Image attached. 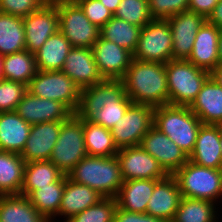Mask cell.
Wrapping results in <instances>:
<instances>
[{
  "mask_svg": "<svg viewBox=\"0 0 222 222\" xmlns=\"http://www.w3.org/2000/svg\"><path fill=\"white\" fill-rule=\"evenodd\" d=\"M133 102L125 93L122 79H104L81 89L75 114L107 129L113 128Z\"/></svg>",
  "mask_w": 222,
  "mask_h": 222,
  "instance_id": "6da1fadb",
  "label": "cell"
},
{
  "mask_svg": "<svg viewBox=\"0 0 222 222\" xmlns=\"http://www.w3.org/2000/svg\"><path fill=\"white\" fill-rule=\"evenodd\" d=\"M126 95L135 104L153 108L169 104L165 64L133 59L122 78Z\"/></svg>",
  "mask_w": 222,
  "mask_h": 222,
  "instance_id": "7a4b0ae2",
  "label": "cell"
},
{
  "mask_svg": "<svg viewBox=\"0 0 222 222\" xmlns=\"http://www.w3.org/2000/svg\"><path fill=\"white\" fill-rule=\"evenodd\" d=\"M73 182L86 185L104 197L115 198L123 184L116 156H86L68 174Z\"/></svg>",
  "mask_w": 222,
  "mask_h": 222,
  "instance_id": "3957f363",
  "label": "cell"
},
{
  "mask_svg": "<svg viewBox=\"0 0 222 222\" xmlns=\"http://www.w3.org/2000/svg\"><path fill=\"white\" fill-rule=\"evenodd\" d=\"M202 125L189 106L162 105L154 109L153 126L166 134L189 156Z\"/></svg>",
  "mask_w": 222,
  "mask_h": 222,
  "instance_id": "277c9868",
  "label": "cell"
},
{
  "mask_svg": "<svg viewBox=\"0 0 222 222\" xmlns=\"http://www.w3.org/2000/svg\"><path fill=\"white\" fill-rule=\"evenodd\" d=\"M167 74L169 104L190 106L203 84L210 77V72L183 59H172L165 63Z\"/></svg>",
  "mask_w": 222,
  "mask_h": 222,
  "instance_id": "5b68a950",
  "label": "cell"
},
{
  "mask_svg": "<svg viewBox=\"0 0 222 222\" xmlns=\"http://www.w3.org/2000/svg\"><path fill=\"white\" fill-rule=\"evenodd\" d=\"M173 176L182 197L204 199L216 203L222 196V170L202 167L187 161Z\"/></svg>",
  "mask_w": 222,
  "mask_h": 222,
  "instance_id": "8992f818",
  "label": "cell"
},
{
  "mask_svg": "<svg viewBox=\"0 0 222 222\" xmlns=\"http://www.w3.org/2000/svg\"><path fill=\"white\" fill-rule=\"evenodd\" d=\"M59 15V30L72 47L92 48L100 28L92 24L75 0H53Z\"/></svg>",
  "mask_w": 222,
  "mask_h": 222,
  "instance_id": "52a82bcc",
  "label": "cell"
},
{
  "mask_svg": "<svg viewBox=\"0 0 222 222\" xmlns=\"http://www.w3.org/2000/svg\"><path fill=\"white\" fill-rule=\"evenodd\" d=\"M86 156L83 119L73 114L68 120L62 122L49 161L67 175Z\"/></svg>",
  "mask_w": 222,
  "mask_h": 222,
  "instance_id": "ba28073f",
  "label": "cell"
},
{
  "mask_svg": "<svg viewBox=\"0 0 222 222\" xmlns=\"http://www.w3.org/2000/svg\"><path fill=\"white\" fill-rule=\"evenodd\" d=\"M27 91L40 98L65 104L74 114L78 109L81 89L65 73L40 71L27 85Z\"/></svg>",
  "mask_w": 222,
  "mask_h": 222,
  "instance_id": "9c48e42d",
  "label": "cell"
},
{
  "mask_svg": "<svg viewBox=\"0 0 222 222\" xmlns=\"http://www.w3.org/2000/svg\"><path fill=\"white\" fill-rule=\"evenodd\" d=\"M172 45L168 21L152 19L141 28L133 59L165 64L172 60Z\"/></svg>",
  "mask_w": 222,
  "mask_h": 222,
  "instance_id": "30bf717a",
  "label": "cell"
},
{
  "mask_svg": "<svg viewBox=\"0 0 222 222\" xmlns=\"http://www.w3.org/2000/svg\"><path fill=\"white\" fill-rule=\"evenodd\" d=\"M154 109L132 103L124 116L111 128L118 149L140 146L143 136L153 127Z\"/></svg>",
  "mask_w": 222,
  "mask_h": 222,
  "instance_id": "8fae6325",
  "label": "cell"
},
{
  "mask_svg": "<svg viewBox=\"0 0 222 222\" xmlns=\"http://www.w3.org/2000/svg\"><path fill=\"white\" fill-rule=\"evenodd\" d=\"M23 25L25 48L34 54L59 30L57 6L52 1H46L37 11L23 17Z\"/></svg>",
  "mask_w": 222,
  "mask_h": 222,
  "instance_id": "7c38bea8",
  "label": "cell"
},
{
  "mask_svg": "<svg viewBox=\"0 0 222 222\" xmlns=\"http://www.w3.org/2000/svg\"><path fill=\"white\" fill-rule=\"evenodd\" d=\"M116 157L120 164L123 181L134 179L162 180L168 176L159 162L141 146L119 149Z\"/></svg>",
  "mask_w": 222,
  "mask_h": 222,
  "instance_id": "4fadbf2b",
  "label": "cell"
},
{
  "mask_svg": "<svg viewBox=\"0 0 222 222\" xmlns=\"http://www.w3.org/2000/svg\"><path fill=\"white\" fill-rule=\"evenodd\" d=\"M140 146L159 162L168 175H173L189 160L174 141L154 126L143 136Z\"/></svg>",
  "mask_w": 222,
  "mask_h": 222,
  "instance_id": "5bb4252c",
  "label": "cell"
},
{
  "mask_svg": "<svg viewBox=\"0 0 222 222\" xmlns=\"http://www.w3.org/2000/svg\"><path fill=\"white\" fill-rule=\"evenodd\" d=\"M206 20L202 14L189 9L167 19L173 39L172 59L187 60L189 58L195 36Z\"/></svg>",
  "mask_w": 222,
  "mask_h": 222,
  "instance_id": "9a60e30c",
  "label": "cell"
},
{
  "mask_svg": "<svg viewBox=\"0 0 222 222\" xmlns=\"http://www.w3.org/2000/svg\"><path fill=\"white\" fill-rule=\"evenodd\" d=\"M15 112L30 125L66 121L74 114L65 104L37 97L28 91L23 95Z\"/></svg>",
  "mask_w": 222,
  "mask_h": 222,
  "instance_id": "2e32d148",
  "label": "cell"
},
{
  "mask_svg": "<svg viewBox=\"0 0 222 222\" xmlns=\"http://www.w3.org/2000/svg\"><path fill=\"white\" fill-rule=\"evenodd\" d=\"M92 50L98 70L104 79H122L133 60L131 52L101 36L94 43Z\"/></svg>",
  "mask_w": 222,
  "mask_h": 222,
  "instance_id": "e0dca14e",
  "label": "cell"
},
{
  "mask_svg": "<svg viewBox=\"0 0 222 222\" xmlns=\"http://www.w3.org/2000/svg\"><path fill=\"white\" fill-rule=\"evenodd\" d=\"M62 122H44L31 126L29 137L20 154L25 163L50 159Z\"/></svg>",
  "mask_w": 222,
  "mask_h": 222,
  "instance_id": "ac0fdd59",
  "label": "cell"
},
{
  "mask_svg": "<svg viewBox=\"0 0 222 222\" xmlns=\"http://www.w3.org/2000/svg\"><path fill=\"white\" fill-rule=\"evenodd\" d=\"M61 71L80 89L104 80L98 70L92 48L72 47Z\"/></svg>",
  "mask_w": 222,
  "mask_h": 222,
  "instance_id": "d6986e66",
  "label": "cell"
},
{
  "mask_svg": "<svg viewBox=\"0 0 222 222\" xmlns=\"http://www.w3.org/2000/svg\"><path fill=\"white\" fill-rule=\"evenodd\" d=\"M181 199L178 181L173 175H168L155 184L146 213L171 222Z\"/></svg>",
  "mask_w": 222,
  "mask_h": 222,
  "instance_id": "ffe728a7",
  "label": "cell"
},
{
  "mask_svg": "<svg viewBox=\"0 0 222 222\" xmlns=\"http://www.w3.org/2000/svg\"><path fill=\"white\" fill-rule=\"evenodd\" d=\"M220 31L221 29L206 20L195 36L193 50L187 60L196 67L211 72L219 64Z\"/></svg>",
  "mask_w": 222,
  "mask_h": 222,
  "instance_id": "44dd1931",
  "label": "cell"
},
{
  "mask_svg": "<svg viewBox=\"0 0 222 222\" xmlns=\"http://www.w3.org/2000/svg\"><path fill=\"white\" fill-rule=\"evenodd\" d=\"M220 125L202 124L197 134L194 149L188 156L196 165L220 169L221 146Z\"/></svg>",
  "mask_w": 222,
  "mask_h": 222,
  "instance_id": "7402d4cb",
  "label": "cell"
},
{
  "mask_svg": "<svg viewBox=\"0 0 222 222\" xmlns=\"http://www.w3.org/2000/svg\"><path fill=\"white\" fill-rule=\"evenodd\" d=\"M189 108L202 124L220 125L222 123V86L210 76Z\"/></svg>",
  "mask_w": 222,
  "mask_h": 222,
  "instance_id": "603a6c76",
  "label": "cell"
},
{
  "mask_svg": "<svg viewBox=\"0 0 222 222\" xmlns=\"http://www.w3.org/2000/svg\"><path fill=\"white\" fill-rule=\"evenodd\" d=\"M31 126L15 111L0 112V150L21 154Z\"/></svg>",
  "mask_w": 222,
  "mask_h": 222,
  "instance_id": "cb8c5ba5",
  "label": "cell"
},
{
  "mask_svg": "<svg viewBox=\"0 0 222 222\" xmlns=\"http://www.w3.org/2000/svg\"><path fill=\"white\" fill-rule=\"evenodd\" d=\"M103 198L104 196L98 191L86 185L77 184L66 175L65 189L61 199L58 216H64L66 221H68L74 215L93 206Z\"/></svg>",
  "mask_w": 222,
  "mask_h": 222,
  "instance_id": "d4e9b609",
  "label": "cell"
},
{
  "mask_svg": "<svg viewBox=\"0 0 222 222\" xmlns=\"http://www.w3.org/2000/svg\"><path fill=\"white\" fill-rule=\"evenodd\" d=\"M155 179H134L123 181L115 199L117 206L130 212L146 213L148 201L154 190Z\"/></svg>",
  "mask_w": 222,
  "mask_h": 222,
  "instance_id": "484cf974",
  "label": "cell"
},
{
  "mask_svg": "<svg viewBox=\"0 0 222 222\" xmlns=\"http://www.w3.org/2000/svg\"><path fill=\"white\" fill-rule=\"evenodd\" d=\"M71 49L72 45L69 40L58 30L34 53L37 69L40 71L62 70Z\"/></svg>",
  "mask_w": 222,
  "mask_h": 222,
  "instance_id": "4316f807",
  "label": "cell"
},
{
  "mask_svg": "<svg viewBox=\"0 0 222 222\" xmlns=\"http://www.w3.org/2000/svg\"><path fill=\"white\" fill-rule=\"evenodd\" d=\"M25 165L20 154L0 150V196L21 193Z\"/></svg>",
  "mask_w": 222,
  "mask_h": 222,
  "instance_id": "83f0119b",
  "label": "cell"
},
{
  "mask_svg": "<svg viewBox=\"0 0 222 222\" xmlns=\"http://www.w3.org/2000/svg\"><path fill=\"white\" fill-rule=\"evenodd\" d=\"M0 222H48L27 196H0Z\"/></svg>",
  "mask_w": 222,
  "mask_h": 222,
  "instance_id": "f1b7e54d",
  "label": "cell"
},
{
  "mask_svg": "<svg viewBox=\"0 0 222 222\" xmlns=\"http://www.w3.org/2000/svg\"><path fill=\"white\" fill-rule=\"evenodd\" d=\"M85 149L88 156H116L117 148L111 130L89 119H83Z\"/></svg>",
  "mask_w": 222,
  "mask_h": 222,
  "instance_id": "f546056e",
  "label": "cell"
},
{
  "mask_svg": "<svg viewBox=\"0 0 222 222\" xmlns=\"http://www.w3.org/2000/svg\"><path fill=\"white\" fill-rule=\"evenodd\" d=\"M63 175L64 173L49 160L28 162L25 165L20 195L28 197L34 190L57 182Z\"/></svg>",
  "mask_w": 222,
  "mask_h": 222,
  "instance_id": "4dcf8cb0",
  "label": "cell"
},
{
  "mask_svg": "<svg viewBox=\"0 0 222 222\" xmlns=\"http://www.w3.org/2000/svg\"><path fill=\"white\" fill-rule=\"evenodd\" d=\"M65 183L66 175L64 174L57 182L40 187L28 196L32 205L48 222L51 220L54 222V218L58 215Z\"/></svg>",
  "mask_w": 222,
  "mask_h": 222,
  "instance_id": "1f68e13d",
  "label": "cell"
},
{
  "mask_svg": "<svg viewBox=\"0 0 222 222\" xmlns=\"http://www.w3.org/2000/svg\"><path fill=\"white\" fill-rule=\"evenodd\" d=\"M2 72L3 79L27 86L38 72L34 54L24 50L3 56Z\"/></svg>",
  "mask_w": 222,
  "mask_h": 222,
  "instance_id": "d6a6232c",
  "label": "cell"
},
{
  "mask_svg": "<svg viewBox=\"0 0 222 222\" xmlns=\"http://www.w3.org/2000/svg\"><path fill=\"white\" fill-rule=\"evenodd\" d=\"M26 50L23 18L0 12V55Z\"/></svg>",
  "mask_w": 222,
  "mask_h": 222,
  "instance_id": "836d02e7",
  "label": "cell"
},
{
  "mask_svg": "<svg viewBox=\"0 0 222 222\" xmlns=\"http://www.w3.org/2000/svg\"><path fill=\"white\" fill-rule=\"evenodd\" d=\"M141 27L130 24L125 20L113 16L102 28L100 36L125 48L132 54L135 52L139 40Z\"/></svg>",
  "mask_w": 222,
  "mask_h": 222,
  "instance_id": "e575fe53",
  "label": "cell"
},
{
  "mask_svg": "<svg viewBox=\"0 0 222 222\" xmlns=\"http://www.w3.org/2000/svg\"><path fill=\"white\" fill-rule=\"evenodd\" d=\"M214 205L212 201L182 197L171 222H216Z\"/></svg>",
  "mask_w": 222,
  "mask_h": 222,
  "instance_id": "d590c367",
  "label": "cell"
},
{
  "mask_svg": "<svg viewBox=\"0 0 222 222\" xmlns=\"http://www.w3.org/2000/svg\"><path fill=\"white\" fill-rule=\"evenodd\" d=\"M114 16L141 28L152 20L148 0H121Z\"/></svg>",
  "mask_w": 222,
  "mask_h": 222,
  "instance_id": "8d00e7d4",
  "label": "cell"
},
{
  "mask_svg": "<svg viewBox=\"0 0 222 222\" xmlns=\"http://www.w3.org/2000/svg\"><path fill=\"white\" fill-rule=\"evenodd\" d=\"M117 207L115 198L104 197L98 203L74 215L68 222H113Z\"/></svg>",
  "mask_w": 222,
  "mask_h": 222,
  "instance_id": "74e56055",
  "label": "cell"
},
{
  "mask_svg": "<svg viewBox=\"0 0 222 222\" xmlns=\"http://www.w3.org/2000/svg\"><path fill=\"white\" fill-rule=\"evenodd\" d=\"M27 91L25 84L8 79L0 80V112L15 111Z\"/></svg>",
  "mask_w": 222,
  "mask_h": 222,
  "instance_id": "f35d334b",
  "label": "cell"
},
{
  "mask_svg": "<svg viewBox=\"0 0 222 222\" xmlns=\"http://www.w3.org/2000/svg\"><path fill=\"white\" fill-rule=\"evenodd\" d=\"M152 19L167 20L174 15L188 10V0H148Z\"/></svg>",
  "mask_w": 222,
  "mask_h": 222,
  "instance_id": "ab89813d",
  "label": "cell"
},
{
  "mask_svg": "<svg viewBox=\"0 0 222 222\" xmlns=\"http://www.w3.org/2000/svg\"><path fill=\"white\" fill-rule=\"evenodd\" d=\"M89 21L102 28L114 15L99 0H75Z\"/></svg>",
  "mask_w": 222,
  "mask_h": 222,
  "instance_id": "60d3db41",
  "label": "cell"
},
{
  "mask_svg": "<svg viewBox=\"0 0 222 222\" xmlns=\"http://www.w3.org/2000/svg\"><path fill=\"white\" fill-rule=\"evenodd\" d=\"M47 0H0V12L26 17L37 11Z\"/></svg>",
  "mask_w": 222,
  "mask_h": 222,
  "instance_id": "b9f144b4",
  "label": "cell"
},
{
  "mask_svg": "<svg viewBox=\"0 0 222 222\" xmlns=\"http://www.w3.org/2000/svg\"><path fill=\"white\" fill-rule=\"evenodd\" d=\"M113 222H168L147 213L130 212L117 207Z\"/></svg>",
  "mask_w": 222,
  "mask_h": 222,
  "instance_id": "7bdbcfd3",
  "label": "cell"
},
{
  "mask_svg": "<svg viewBox=\"0 0 222 222\" xmlns=\"http://www.w3.org/2000/svg\"><path fill=\"white\" fill-rule=\"evenodd\" d=\"M188 9L202 14L206 19L213 12L219 0H188Z\"/></svg>",
  "mask_w": 222,
  "mask_h": 222,
  "instance_id": "ee69618b",
  "label": "cell"
},
{
  "mask_svg": "<svg viewBox=\"0 0 222 222\" xmlns=\"http://www.w3.org/2000/svg\"><path fill=\"white\" fill-rule=\"evenodd\" d=\"M207 21L222 30V0L214 7L213 12L208 16Z\"/></svg>",
  "mask_w": 222,
  "mask_h": 222,
  "instance_id": "f6af8a7d",
  "label": "cell"
},
{
  "mask_svg": "<svg viewBox=\"0 0 222 222\" xmlns=\"http://www.w3.org/2000/svg\"><path fill=\"white\" fill-rule=\"evenodd\" d=\"M210 76L222 86V64H218L211 72Z\"/></svg>",
  "mask_w": 222,
  "mask_h": 222,
  "instance_id": "bcb514c9",
  "label": "cell"
},
{
  "mask_svg": "<svg viewBox=\"0 0 222 222\" xmlns=\"http://www.w3.org/2000/svg\"><path fill=\"white\" fill-rule=\"evenodd\" d=\"M106 8H108L114 15L121 0H99Z\"/></svg>",
  "mask_w": 222,
  "mask_h": 222,
  "instance_id": "7dc6e473",
  "label": "cell"
},
{
  "mask_svg": "<svg viewBox=\"0 0 222 222\" xmlns=\"http://www.w3.org/2000/svg\"><path fill=\"white\" fill-rule=\"evenodd\" d=\"M218 57H219V64H222V30L220 31V36H219Z\"/></svg>",
  "mask_w": 222,
  "mask_h": 222,
  "instance_id": "c3c4849f",
  "label": "cell"
},
{
  "mask_svg": "<svg viewBox=\"0 0 222 222\" xmlns=\"http://www.w3.org/2000/svg\"><path fill=\"white\" fill-rule=\"evenodd\" d=\"M220 146H221V165H220V169L222 170V128L220 126Z\"/></svg>",
  "mask_w": 222,
  "mask_h": 222,
  "instance_id": "681fc988",
  "label": "cell"
},
{
  "mask_svg": "<svg viewBox=\"0 0 222 222\" xmlns=\"http://www.w3.org/2000/svg\"><path fill=\"white\" fill-rule=\"evenodd\" d=\"M2 63H3V56L0 55V80L3 79Z\"/></svg>",
  "mask_w": 222,
  "mask_h": 222,
  "instance_id": "f907efd6",
  "label": "cell"
}]
</instances>
